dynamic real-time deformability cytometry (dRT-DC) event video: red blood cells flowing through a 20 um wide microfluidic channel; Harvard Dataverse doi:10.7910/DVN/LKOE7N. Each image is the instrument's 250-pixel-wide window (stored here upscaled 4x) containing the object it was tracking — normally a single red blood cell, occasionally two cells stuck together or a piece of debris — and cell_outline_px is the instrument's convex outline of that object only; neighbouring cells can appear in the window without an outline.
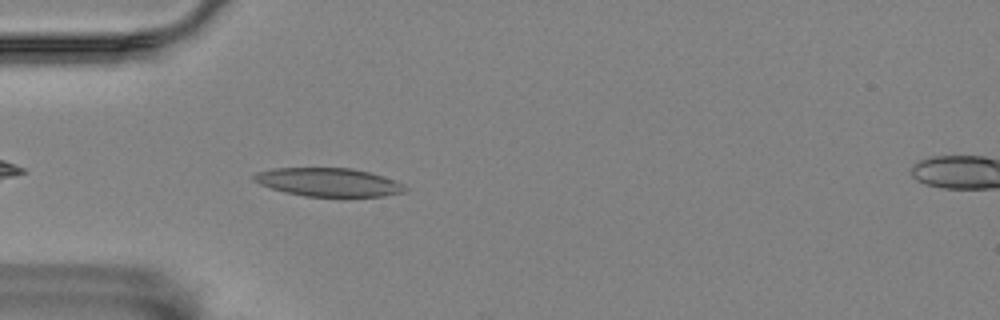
{"species": "Egyptian fruit bat (a non-hibernating species)", "species_latin": "Rousettus aegyptiacus", "temperature_condition": "room temperature", "stored_images_in_passage": 20, "camera_frame_rate_fps": 3000, "um_per_image_px": 0.085, "animal": {"sex": "female"}, "frame": {"image": 1, "passage_image": 5, "time_ms": 1.333, "image_size_px": [1000, 320], "cell_outline_px": [[408, 188], [404, 192], [384, 196], [344, 200], [340, 200], [304, 196], [284, 192], [260, 184], [252, 180], [252, 176], [256, 172], [272, 168], [352, 168], [372, 172], [404, 184]], "centroid_in_image_um": [27.97, 15.54], "position_along_channel_um": 57.0, "area_um2": 26.3}}
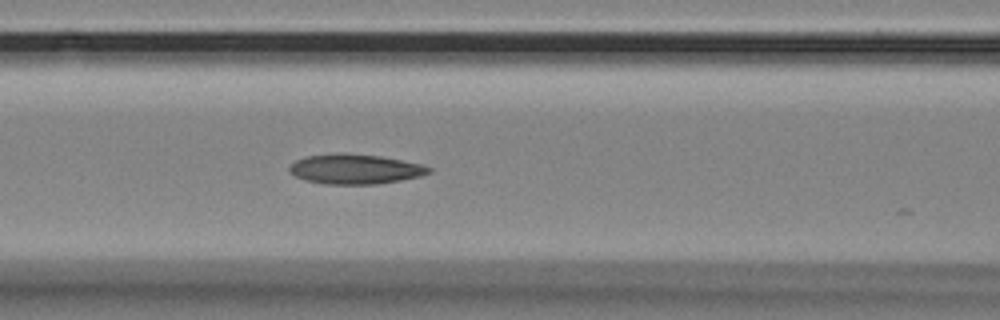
{"frame": {"image": 2, "passage_image": 12, "time_ms": 3.667, "image_size_px": [1000, 320], "cell_outline_px": [[432, 172], [420, 176], [400, 180], [376, 184], [324, 184], [304, 180], [288, 172], [288, 168], [296, 160], [308, 156], [340, 152], [344, 152], [380, 156], [420, 164], [432, 168]], "centroid_in_image_um": [30.16, 14.37], "position_along_channel_um": 136.4, "area_um2": 24.28}}
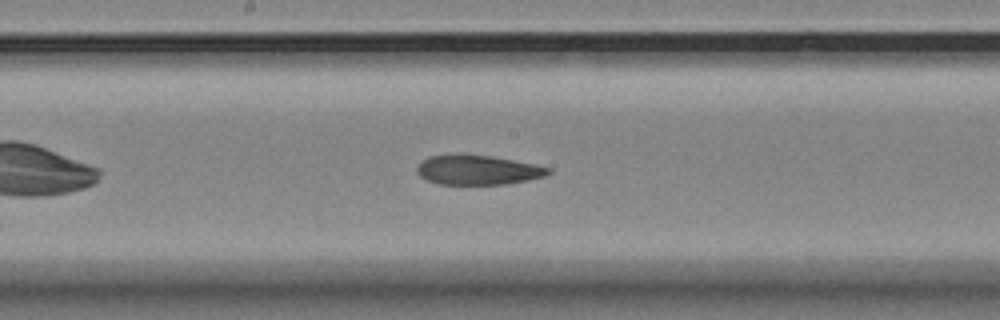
{"frame": {"image": 3, "passage_image": 18, "time_ms": 5.667, "image_size_px": [1000, 320], "cell_outline_px": [[552, 172], [544, 176], [528, 180], [504, 184], [440, 184], [428, 180], [420, 176], [416, 172], [416, 168], [420, 160], [428, 156], [488, 156], [536, 164], [552, 168]], "centroid_in_image_um": [40.62, 14.47], "position_along_channel_um": 207.6, "area_um2": 22.2}}